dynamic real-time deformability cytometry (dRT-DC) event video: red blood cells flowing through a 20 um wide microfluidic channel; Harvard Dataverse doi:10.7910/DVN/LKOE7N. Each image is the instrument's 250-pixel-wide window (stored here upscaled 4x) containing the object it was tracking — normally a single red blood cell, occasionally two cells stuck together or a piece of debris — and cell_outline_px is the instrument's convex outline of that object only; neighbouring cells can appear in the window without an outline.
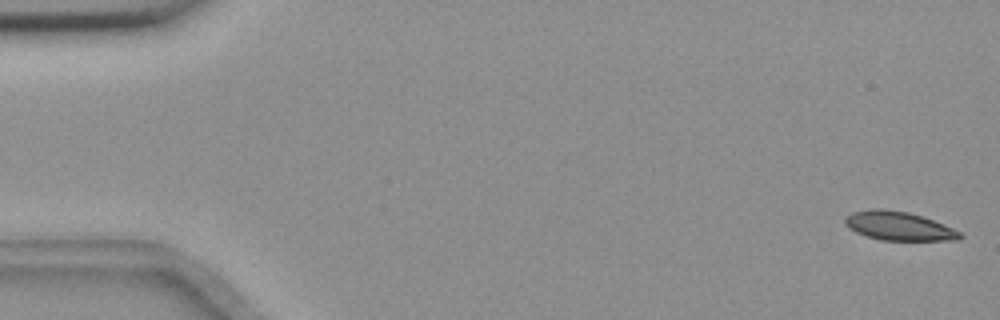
{"species": "common noctule bat (a hibernating species)", "species_latin": "Nyctalus noctula", "temperature_condition": "room temperature", "stored_images_in_passage": 56, "camera_frame_rate_fps": 3000, "um_per_image_px": 0.085, "animal": {"sex": "female", "body_mass_g": 18.4}, "frame": {"image": 1, "passage_image": 2, "time_ms": 0.333, "image_size_px": [1000, 320], "cell_outline_px": [[964, 236], [960, 240], [880, 240], [856, 232], [848, 228], [844, 224], [844, 220], [852, 212], [872, 208], [880, 208], [908, 212], [924, 216], [944, 224], [960, 232]], "centroid_in_image_um": [76.4, 19.2], "position_along_channel_um": 8.6, "area_um2": 19.36}}
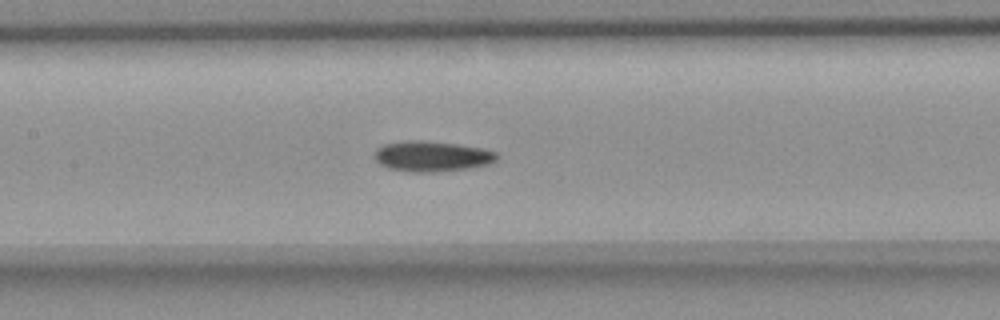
{"frame": {"image": 2, "passage_image": 27, "time_ms": 8.667, "image_size_px": [1000, 320], "cell_outline_px": [[500, 156], [496, 160], [488, 164], [468, 168], [436, 172], [408, 172], [388, 168], [380, 164], [376, 160], [376, 148], [384, 144], [408, 140], [420, 140], [456, 144], [484, 148], [496, 152]], "centroid_in_image_um": [36.73, 13.28], "position_along_channel_um": 170.7, "area_um2": 21.73}}
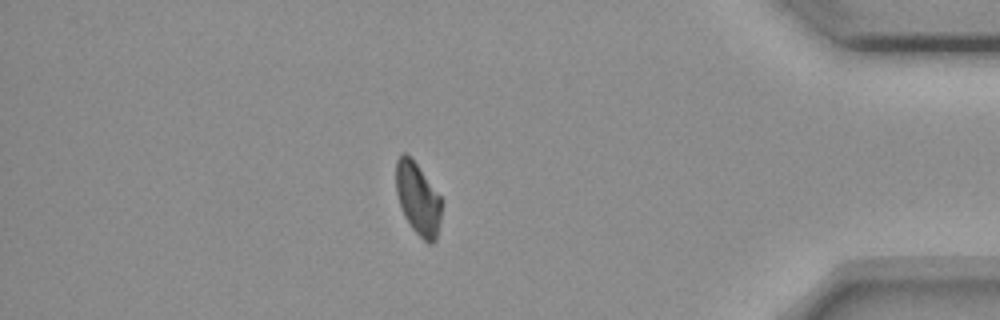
{"frame": {"image": 3, "passage_image": 49, "time_ms": 16.0, "image_size_px": [1000, 320], "cell_outline_px": [[444, 200], [436, 240], [432, 244], [428, 244], [412, 228], [404, 216], [396, 192], [396, 160], [400, 152], [404, 152], [416, 164]], "centroid_in_image_um": [35.54, 16.91], "position_along_channel_um": 399.7, "area_um2": 19.25}, "authors_computed_cell_mechanics": {"area_um2": 20.1722, "velocity_mm_per_s": 3.6369, "shape_relaxation_time_tau1_ms": 7.6259, "shape_relaxation_time_tau2_ms": 8.618, "deformation_change_tau1": 0.149, "deformation_change_tau2": 0.1206}}